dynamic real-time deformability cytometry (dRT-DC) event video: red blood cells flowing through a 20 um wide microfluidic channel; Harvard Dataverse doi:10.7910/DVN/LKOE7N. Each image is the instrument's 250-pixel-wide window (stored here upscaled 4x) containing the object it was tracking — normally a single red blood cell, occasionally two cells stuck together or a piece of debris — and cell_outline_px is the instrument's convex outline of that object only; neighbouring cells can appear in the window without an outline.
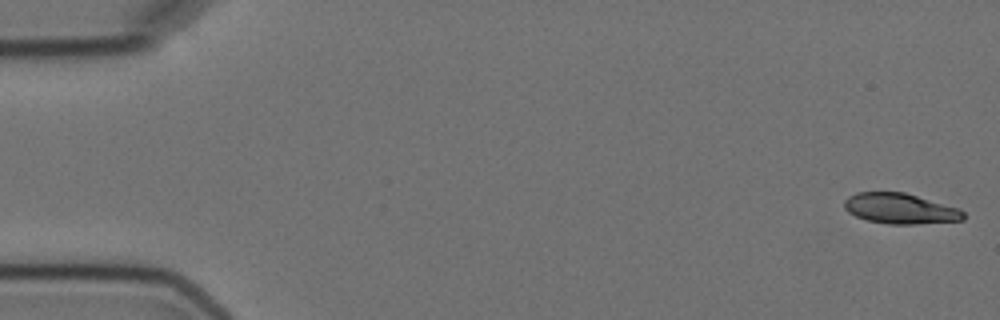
{"species": "Egyptian fruit bat (a non-hibernating species)", "species_latin": "Rousettus aegyptiacus", "temperature_condition": "cold", "stored_images_in_passage": 6, "camera_frame_rate_fps": 3000, "um_per_image_px": 0.085, "animal": {"sex": "female"}, "frame": {"image": 1, "passage_image": 1, "time_ms": 0.0, "image_size_px": [1000, 320], "cell_outline_px": [[964, 220], [916, 224], [888, 224], [868, 220], [856, 216], [848, 212], [844, 208], [844, 200], [848, 196], [856, 192], [904, 192], [960, 208], [964, 212]], "centroid_in_image_um": [76.52, 17.72], "position_along_channel_um": 8.5, "area_um2": 21.21}}
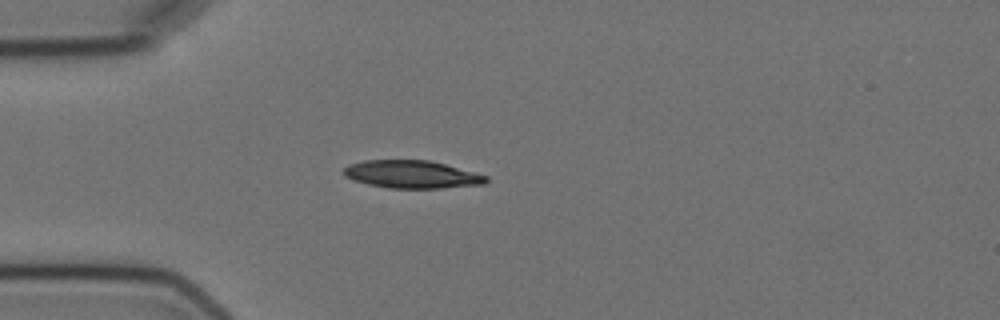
{"frame": {"image": 2, "passage_image": 5, "time_ms": 4.667, "image_size_px": [1000, 320], "cell_outline_px": [[488, 180], [484, 184], [440, 188], [388, 188], [368, 184], [352, 180], [344, 176], [340, 172], [348, 164], [364, 160], [428, 160], [444, 164], [488, 176]], "centroid_in_image_um": [34.94, 14.82], "position_along_channel_um": 50.1, "area_um2": 23.06}}